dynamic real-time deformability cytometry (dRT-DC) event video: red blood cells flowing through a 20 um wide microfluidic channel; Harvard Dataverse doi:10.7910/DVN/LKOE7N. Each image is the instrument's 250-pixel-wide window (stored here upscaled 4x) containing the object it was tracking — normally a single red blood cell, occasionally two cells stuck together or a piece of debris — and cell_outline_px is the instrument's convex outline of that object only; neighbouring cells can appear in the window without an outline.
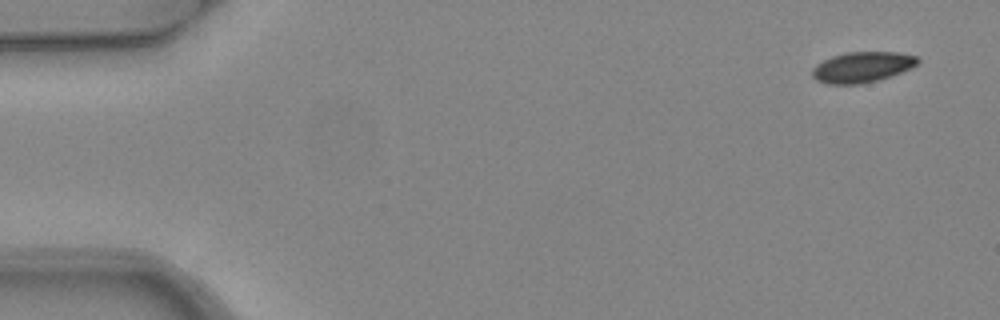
{"species": "common noctule bat (a hibernating species)", "species_latin": "Nyctalus noctula", "temperature_condition": "warm", "stored_images_in_passage": 6, "camera_frame_rate_fps": 3000, "um_per_image_px": 0.085, "animal": {"sex": "female", "body_mass_g": 24.6, "forearm_length_mm": 56.2}, "frame": {"image": 1, "passage_image": 1, "time_ms": 0.0, "image_size_px": [1000, 320], "cell_outline_px": [[920, 60], [916, 64], [900, 72], [876, 80], [860, 84], [828, 84], [816, 80], [812, 76], [812, 68], [816, 64], [832, 56], [848, 52], [900, 52], [916, 56]], "centroid_in_image_um": [73.24, 5.69], "position_along_channel_um": 11.8, "area_um2": 18.55}}
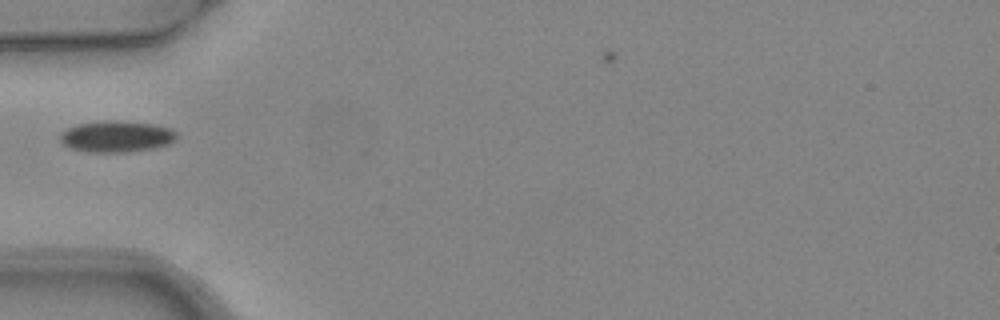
{"frame": {"image": 2, "passage_image": 5, "time_ms": 1.333, "image_size_px": [1000, 320], "cell_outline_px": [[176, 140], [168, 144], [152, 148], [124, 152], [88, 152], [72, 148], [64, 144], [60, 140], [60, 132], [76, 124], [104, 120], [116, 120], [152, 124], [168, 128], [176, 132]], "centroid_in_image_um": [9.87, 11.59], "position_along_channel_um": 75.1, "area_um2": 21.15}}
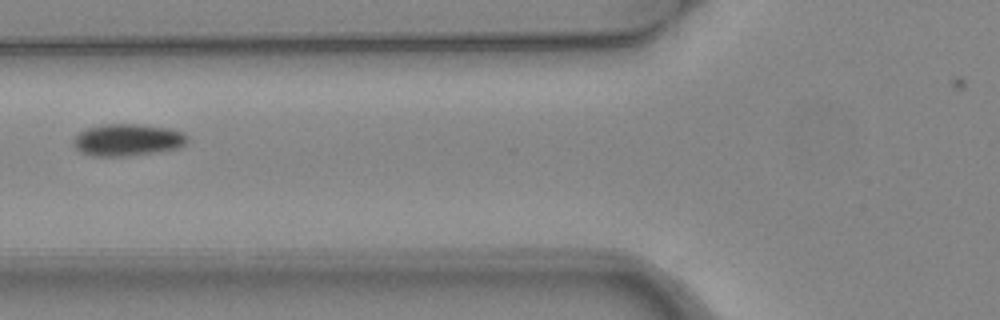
{"frame": {"image": 3, "passage_image": 6, "time_ms": 1.667, "image_size_px": [1000, 320], "cell_outline_px": [[188, 140], [184, 144], [176, 148], [152, 152], [124, 156], [92, 156], [80, 152], [72, 144], [72, 140], [80, 132], [88, 128], [104, 124], [140, 124], [172, 128], [184, 132], [188, 136]], "centroid_in_image_um": [10.83, 11.88], "position_along_channel_um": 115.0, "area_um2": 21.21}}